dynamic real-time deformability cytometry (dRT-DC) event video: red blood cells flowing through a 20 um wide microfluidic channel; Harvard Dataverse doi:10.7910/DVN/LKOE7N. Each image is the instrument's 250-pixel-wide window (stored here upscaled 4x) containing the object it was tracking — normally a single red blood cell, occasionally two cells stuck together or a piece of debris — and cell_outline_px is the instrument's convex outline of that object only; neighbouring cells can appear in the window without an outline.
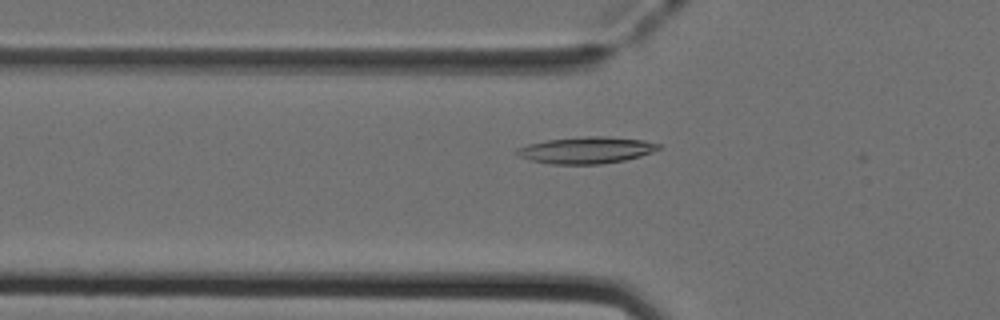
{"species": "Egyptian fruit bat (a non-hibernating species)", "species_latin": "Rousettus aegyptiacus", "temperature_condition": "cold", "stored_images_in_passage": 41, "camera_frame_rate_fps": 3000, "um_per_image_px": 0.085, "animal": {"sex": "female"}, "frame": {"image": 1, "passage_image": 7, "time_ms": 2.0, "image_size_px": [1000, 320], "cell_outline_px": [[660, 148], [652, 152], [640, 156], [624, 160], [604, 164], [552, 164], [532, 160], [516, 156], [516, 148], [528, 144], [548, 140], [588, 136], [604, 136], [644, 140], [660, 144]], "centroid_in_image_um": [49.83, 12.76], "position_along_channel_um": 76.0, "area_um2": 21.91}}
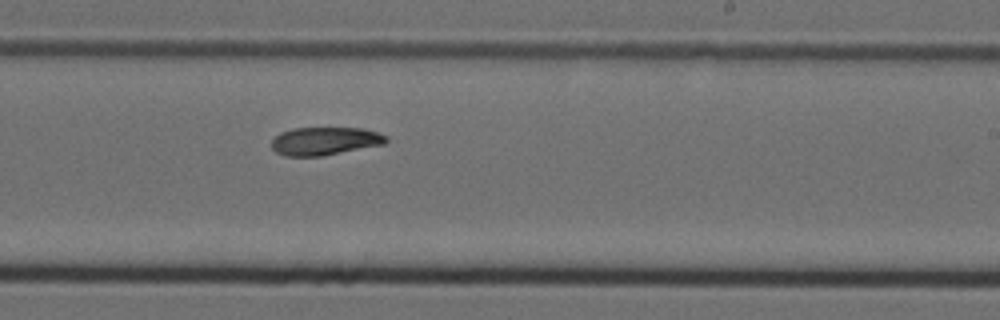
{"frame": {"image": 2, "passage_image": 21, "time_ms": 6.667, "image_size_px": [1000, 320], "cell_outline_px": [[388, 140], [384, 144], [324, 156], [284, 156], [276, 152], [272, 148], [272, 140], [280, 132], [292, 128], [364, 128], [388, 136]], "centroid_in_image_um": [27.61, 11.99], "position_along_channel_um": 261.4, "area_um2": 18.84}}
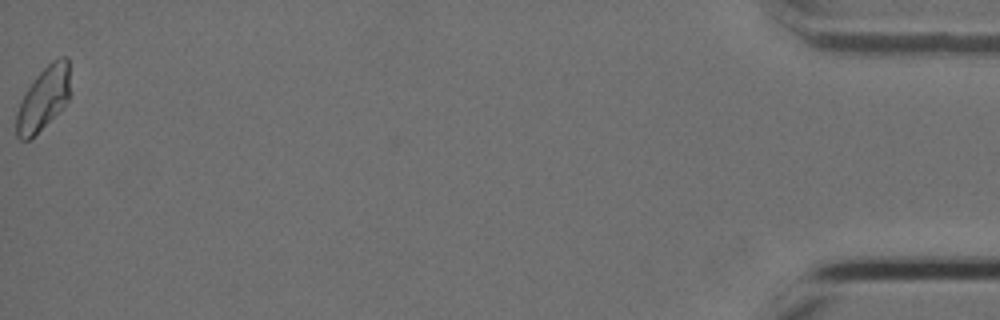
{"frame": {"image": 3, "passage_image": 41, "time_ms": 13.333, "image_size_px": [1000, 320], "cell_outline_px": [[68, 100], [60, 112], [32, 140], [20, 140], [16, 136], [16, 112], [20, 100], [36, 76], [52, 60], [60, 56], [68, 56]], "centroid_in_image_um": [3.66, 8.45], "position_along_channel_um": 431.5, "area_um2": 20.06}, "authors_computed_cell_mechanics": {"area_um2": 19.363, "velocity_mm_per_s": 3.9657, "shape_relaxation_time_tau1_ms": 6.4725, "shape_relaxation_time_tau2_ms": null, "deformation_change_tau1": 0.1477, "deformation_change_tau2": null}}